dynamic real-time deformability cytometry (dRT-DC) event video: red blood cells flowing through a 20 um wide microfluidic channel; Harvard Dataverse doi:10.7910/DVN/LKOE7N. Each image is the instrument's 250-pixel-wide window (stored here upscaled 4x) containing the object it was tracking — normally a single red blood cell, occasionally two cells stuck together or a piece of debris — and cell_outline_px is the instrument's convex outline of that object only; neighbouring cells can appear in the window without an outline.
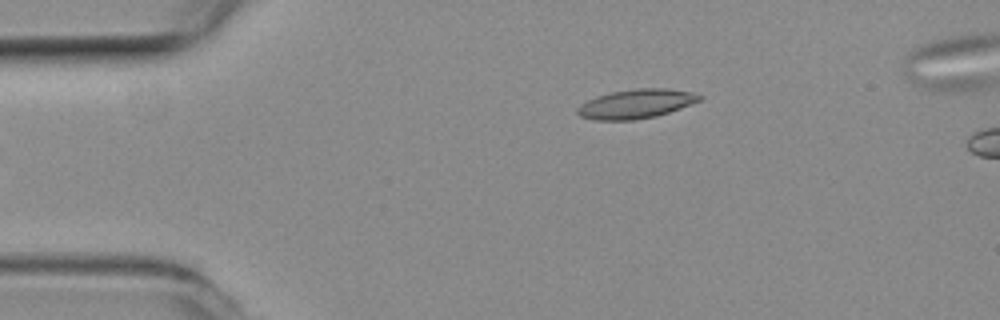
{"species": "common noctule bat (a hibernating species)", "species_latin": "Nyctalus noctula", "temperature_condition": "room temperature", "stored_images_in_passage": 4, "camera_frame_rate_fps": 3000, "um_per_image_px": 0.085, "animal": {"sex": "female", "body_mass_g": 19.3, "forearm_length_mm": 54.1}, "frame": {"image": 1, "passage_image": 2, "time_ms": 0.333, "image_size_px": [1000, 320], "cell_outline_px": [[704, 96], [700, 100], [680, 108], [656, 116], [632, 120], [596, 120], [580, 116], [576, 112], [576, 108], [580, 104], [596, 96], [612, 92], [636, 88], [664, 88], [692, 92]], "centroid_in_image_um": [54.04, 8.82], "position_along_channel_um": 31.0, "area_um2": 20.63}}